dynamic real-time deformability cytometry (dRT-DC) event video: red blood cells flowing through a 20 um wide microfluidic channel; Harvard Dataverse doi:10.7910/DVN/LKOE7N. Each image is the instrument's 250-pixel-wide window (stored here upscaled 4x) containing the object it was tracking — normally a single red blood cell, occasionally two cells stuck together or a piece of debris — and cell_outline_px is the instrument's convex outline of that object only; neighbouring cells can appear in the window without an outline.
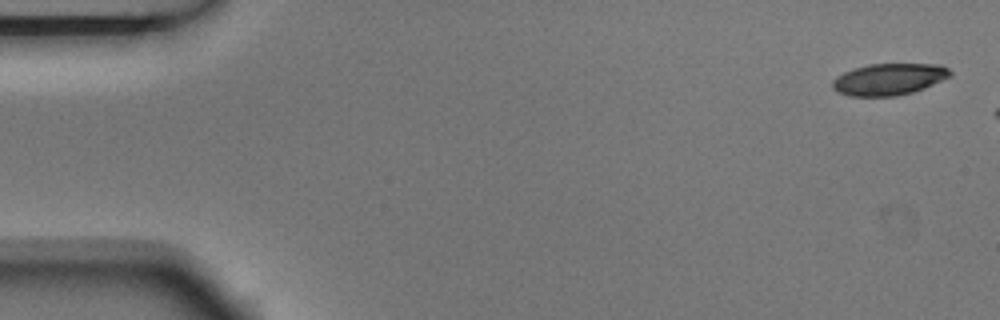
{"species": "Egyptian fruit bat (a non-hibernating species)", "species_latin": "Rousettus aegyptiacus", "temperature_condition": "room temperature", "stored_images_in_passage": 3, "camera_frame_rate_fps": 3000, "um_per_image_px": 0.085, "animal": {"sex": "male"}, "frame": {"image": 1, "passage_image": 1, "time_ms": 0.0, "image_size_px": [1000, 320], "cell_outline_px": [[952, 76], [924, 88], [912, 92], [896, 96], [848, 96], [836, 92], [832, 88], [832, 80], [836, 76], [844, 72], [868, 64], [940, 64], [948, 68], [952, 72]], "centroid_in_image_um": [75.55, 6.74], "position_along_channel_um": 9.4, "area_um2": 21.85}}